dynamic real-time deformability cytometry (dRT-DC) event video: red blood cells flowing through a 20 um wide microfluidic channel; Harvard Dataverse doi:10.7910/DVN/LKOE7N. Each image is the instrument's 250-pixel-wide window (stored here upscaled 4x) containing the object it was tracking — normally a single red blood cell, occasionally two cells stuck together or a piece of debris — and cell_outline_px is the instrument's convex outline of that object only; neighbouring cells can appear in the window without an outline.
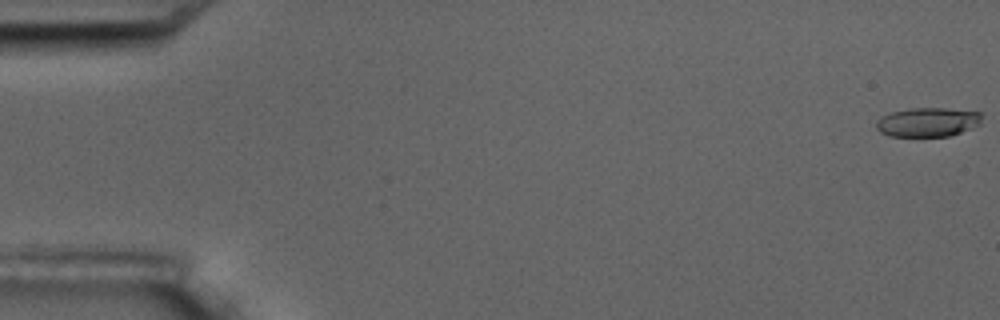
{"species": "common noctule bat (a hibernating species)", "species_latin": "Nyctalus noctula", "temperature_condition": "room temperature", "stored_images_in_passage": 7, "camera_frame_rate_fps": 3000, "um_per_image_px": 0.085, "animal": {"sex": "male", "body_mass_g": 17.5, "forearm_length_mm": 52.3}, "frame": {"image": 1, "passage_image": 1, "time_ms": 0.0, "image_size_px": [1000, 320], "cell_outline_px": [[984, 116], [980, 124], [972, 128], [948, 136], [888, 136], [880, 132], [876, 128], [876, 120], [880, 116], [892, 112], [908, 108], [944, 108], [980, 112]], "centroid_in_image_um": [78.85, 10.37], "position_along_channel_um": 6.2, "area_um2": 18.09}}
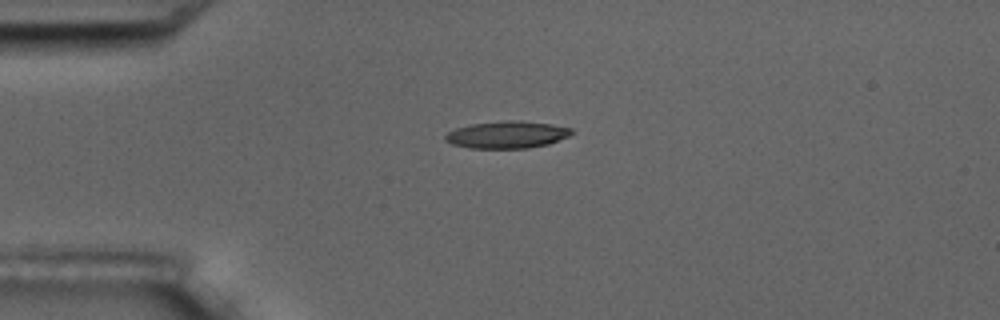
{"frame": {"image": 2, "passage_image": 5, "time_ms": 4.667, "image_size_px": [1000, 320], "cell_outline_px": [[576, 132], [568, 136], [548, 144], [528, 148], [468, 148], [452, 144], [444, 140], [444, 136], [448, 132], [456, 128], [472, 124], [504, 120], [520, 120], [552, 124], [572, 128]], "centroid_in_image_um": [43.11, 11.44], "position_along_channel_um": 41.9, "area_um2": 20.11}}